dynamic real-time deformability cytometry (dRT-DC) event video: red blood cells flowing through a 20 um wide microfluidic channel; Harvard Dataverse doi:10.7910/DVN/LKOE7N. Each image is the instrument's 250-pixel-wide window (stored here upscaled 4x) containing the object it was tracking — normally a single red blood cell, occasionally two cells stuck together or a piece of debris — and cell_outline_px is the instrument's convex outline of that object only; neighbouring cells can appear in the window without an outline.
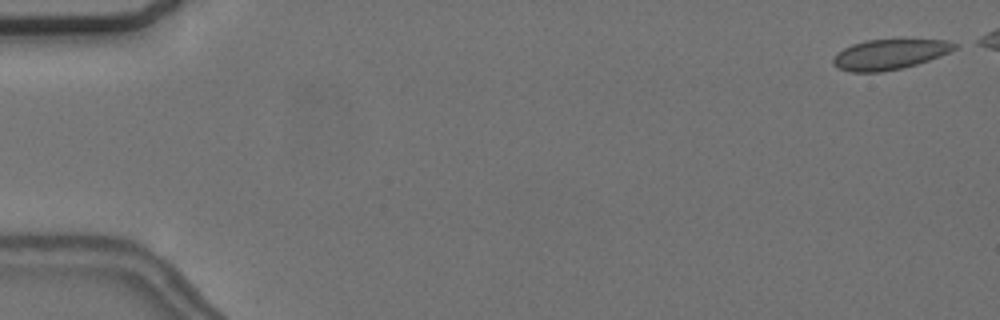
{"species": "common noctule bat (a hibernating species)", "species_latin": "Nyctalus noctula", "temperature_condition": "cold", "stored_images_in_passage": 6, "camera_frame_rate_fps": 3000, "um_per_image_px": 0.085, "animal": {"sex": "female", "body_mass_g": 24.6, "forearm_length_mm": 56.2}, "frame": {"image": 1, "passage_image": 1, "time_ms": 0.0, "image_size_px": [1000, 320], "cell_outline_px": [[960, 44], [956, 48], [940, 56], [916, 64], [900, 68], [880, 72], [852, 72], [840, 68], [832, 64], [832, 60], [844, 48], [852, 44], [864, 40], [948, 40]], "centroid_in_image_um": [75.63, 4.61], "position_along_channel_um": 9.4, "area_um2": 21.04}}
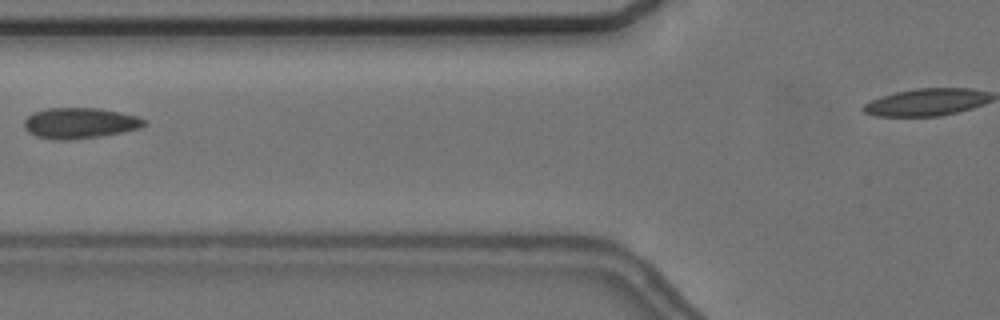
{"frame": {"image": 2, "passage_image": 6, "time_ms": 7.0, "image_size_px": [1000, 320], "cell_outline_px": [[148, 124], [140, 128], [100, 136], [68, 140], [56, 140], [36, 136], [28, 132], [24, 128], [24, 120], [32, 112], [48, 108], [96, 108], [136, 116], [148, 120]], "centroid_in_image_um": [6.76, 10.46], "position_along_channel_um": 119.0, "area_um2": 21.44}}